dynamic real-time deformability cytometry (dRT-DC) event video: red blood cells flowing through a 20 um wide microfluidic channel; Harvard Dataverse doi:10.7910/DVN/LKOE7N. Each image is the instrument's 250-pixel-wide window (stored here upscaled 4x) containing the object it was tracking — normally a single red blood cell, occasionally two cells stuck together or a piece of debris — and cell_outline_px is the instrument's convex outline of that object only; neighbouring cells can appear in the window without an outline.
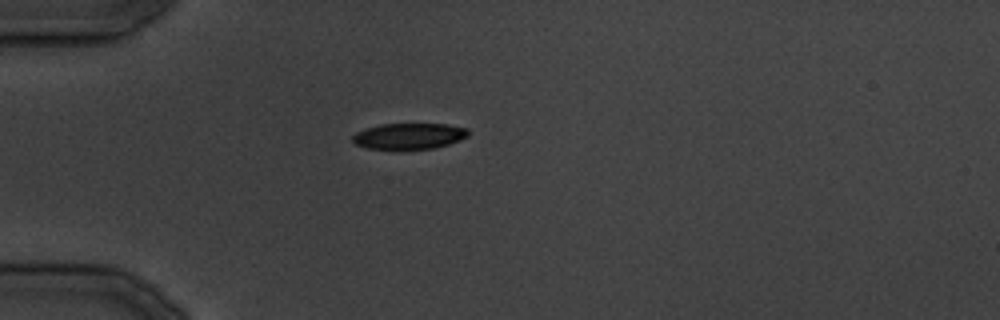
{"species": "common noctule bat (a hibernating species)", "species_latin": "Nyctalus noctula", "temperature_condition": "cold", "stored_images_in_passage": 6, "camera_frame_rate_fps": 3000, "um_per_image_px": 0.085, "animal": {"sex": "male", "body_mass_g": 19.5, "forearm_length_mm": 54.6}, "frame": {"image": 1, "passage_image": 1, "time_ms": 0.0, "image_size_px": [1000, 320], "cell_outline_px": [[468, 136], [460, 140], [448, 144], [432, 148], [368, 148], [356, 144], [352, 140], [352, 136], [356, 132], [364, 128], [380, 124], [448, 124], [468, 128]], "centroid_in_image_um": [34.77, 11.54], "position_along_channel_um": 50.2, "area_um2": 17.28}}